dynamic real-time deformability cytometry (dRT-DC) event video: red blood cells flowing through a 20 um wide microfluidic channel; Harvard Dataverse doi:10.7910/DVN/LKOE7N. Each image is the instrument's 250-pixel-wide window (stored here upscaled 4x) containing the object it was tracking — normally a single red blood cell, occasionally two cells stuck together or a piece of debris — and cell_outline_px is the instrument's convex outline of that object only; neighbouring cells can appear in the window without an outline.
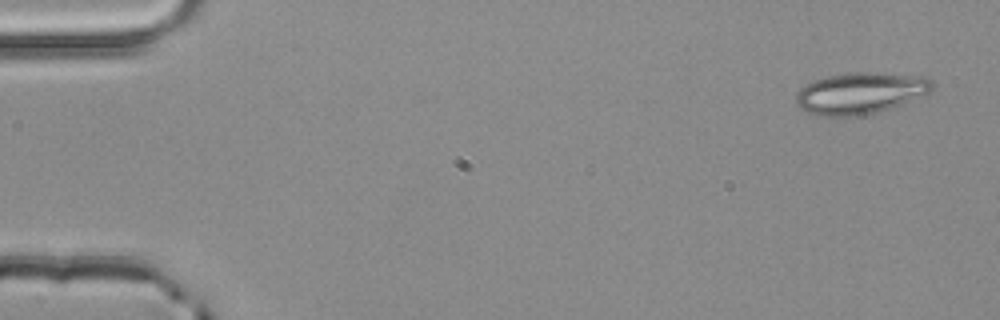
{"species": "common noctule bat (a hibernating species)", "species_latin": "Nyctalus noctula", "temperature_condition": "room temperature", "stored_images_in_passage": 4, "camera_frame_rate_fps": 3000, "um_per_image_px": 0.085, "animal": {"sex": "male", "body_mass_g": 20.4}, "frame": {"image": 1, "passage_image": 1, "time_ms": 0.0, "image_size_px": [1000, 320], "cell_outline_px": [[936, 84], [928, 92], [900, 104], [876, 112], [856, 116], [816, 116], [800, 108], [796, 104], [796, 92], [804, 84], [812, 80], [828, 76], [852, 72], [876, 72], [920, 76], [932, 80]], "centroid_in_image_um": [73.06, 7.91], "position_along_channel_um": 11.9, "area_um2": 32.83}}